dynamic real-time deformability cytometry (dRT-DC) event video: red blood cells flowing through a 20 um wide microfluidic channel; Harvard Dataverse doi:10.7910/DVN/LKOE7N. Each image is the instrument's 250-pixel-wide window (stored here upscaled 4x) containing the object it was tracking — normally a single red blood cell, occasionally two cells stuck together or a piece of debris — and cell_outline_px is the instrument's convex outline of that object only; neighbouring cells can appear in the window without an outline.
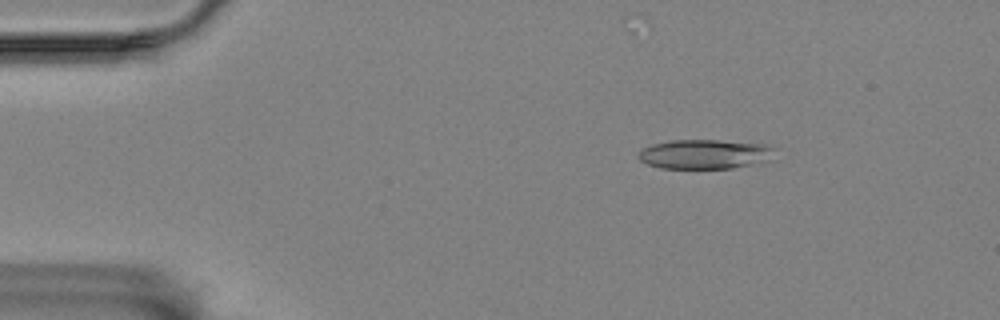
{"species": "Egyptian fruit bat (a non-hibernating species)", "species_latin": "Rousettus aegyptiacus", "temperature_condition": "room temperature", "stored_images_in_passage": 57, "camera_frame_rate_fps": 3000, "um_per_image_px": 0.085, "animal": {"sex": "female"}, "frame": {"image": 1, "passage_image": 8, "time_ms": 2.333, "image_size_px": [1000, 320], "cell_outline_px": [[776, 148], [772, 160], [732, 168], [660, 168], [648, 164], [640, 160], [636, 156], [636, 152], [640, 148], [652, 144], [672, 140], [720, 140], [768, 144]], "centroid_in_image_um": [59.91, 13.09], "position_along_channel_um": 25.1, "area_um2": 23.81}}
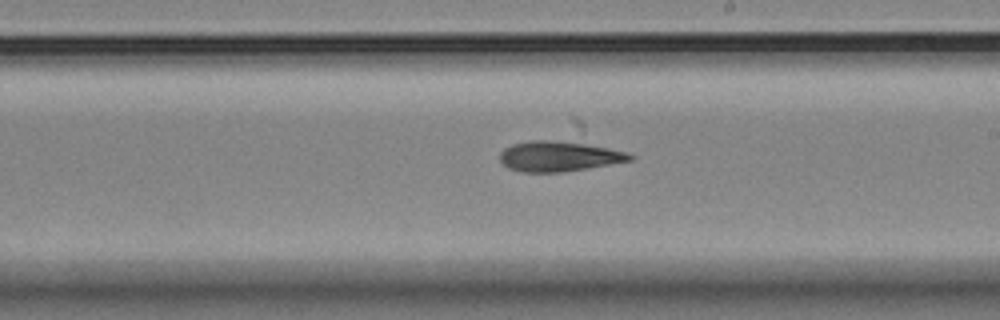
{"frame": {"image": 2, "passage_image": 32, "time_ms": 10.333, "image_size_px": [1000, 320], "cell_outline_px": [[632, 160], [564, 172], [520, 172], [508, 168], [500, 160], [500, 152], [504, 148], [512, 144], [532, 140], [576, 140], [624, 152], [632, 156]], "centroid_in_image_um": [47.47, 13.26], "position_along_channel_um": 241.5, "area_um2": 23.12}}
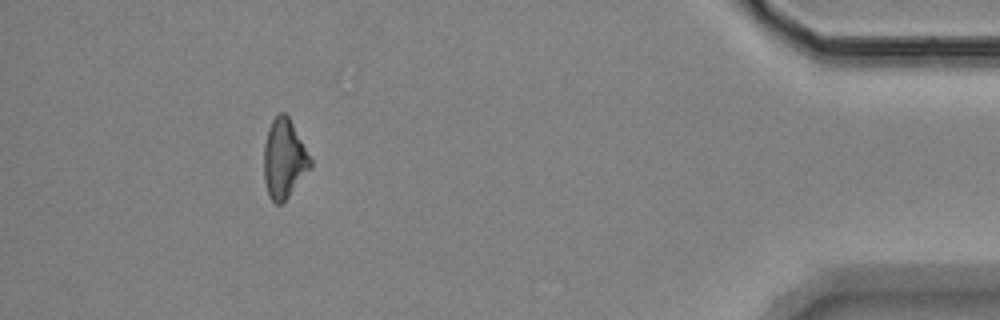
{"frame": {"image": 3, "passage_image": 51, "time_ms": 16.667, "image_size_px": [1000, 320], "cell_outline_px": [[312, 164], [284, 204], [276, 204], [268, 196], [264, 180], [264, 144], [268, 128], [272, 120], [280, 112], [284, 112], [288, 116], [312, 160]], "centroid_in_image_um": [24.12, 13.53], "position_along_channel_um": 411.1, "area_um2": 21.33}, "authors_computed_cell_mechanics": {"area_um2": 22.7154, "velocity_mm_per_s": 3.5383, "shape_relaxation_time_tau1_ms": null, "shape_relaxation_time_tau2_ms": 5.4174, "deformation_change_tau1": null, "deformation_change_tau2": 0.1487}}